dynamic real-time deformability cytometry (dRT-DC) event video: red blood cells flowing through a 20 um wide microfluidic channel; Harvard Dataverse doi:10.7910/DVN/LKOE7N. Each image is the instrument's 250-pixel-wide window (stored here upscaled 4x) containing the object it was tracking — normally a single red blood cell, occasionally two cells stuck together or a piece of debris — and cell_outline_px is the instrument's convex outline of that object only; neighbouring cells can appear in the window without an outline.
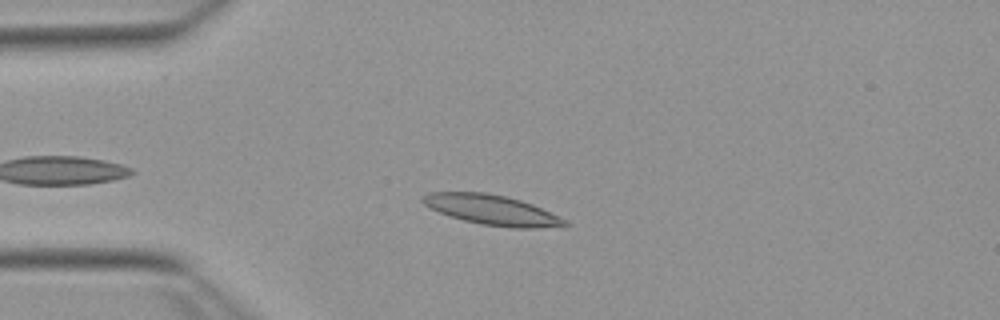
{"species": "Egyptian fruit bat (a non-hibernating species)", "species_latin": "Rousettus aegyptiacus", "temperature_condition": "warm", "stored_images_in_passage": 37, "camera_frame_rate_fps": 3000, "um_per_image_px": 0.085, "animal": {"sex": "female"}, "frame": {"image": 1, "passage_image": 7, "time_ms": 2.0, "image_size_px": [1000, 320], "cell_outline_px": [[568, 224], [536, 228], [512, 228], [480, 224], [448, 216], [424, 204], [420, 200], [428, 192], [484, 192], [504, 196], [520, 200], [532, 204], [568, 220]], "centroid_in_image_um": [41.79, 17.84], "position_along_channel_um": 43.2, "area_um2": 24.57}}
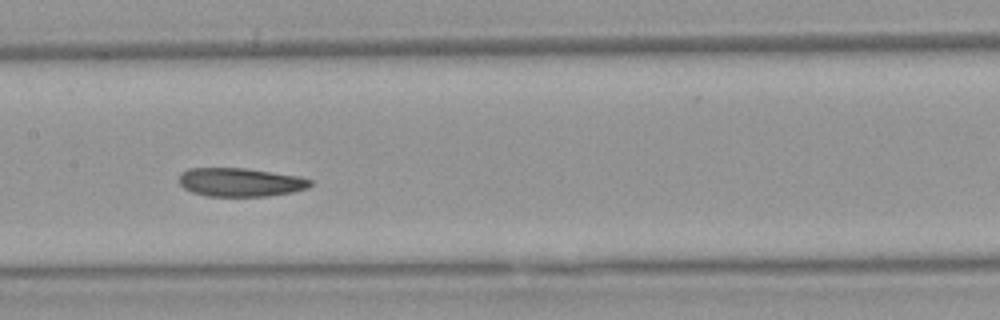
{"frame": {"image": 2, "passage_image": 20, "time_ms": 6.333, "image_size_px": [1000, 320], "cell_outline_px": [[312, 184], [308, 188], [292, 192], [268, 196], [204, 196], [192, 192], [184, 188], [180, 184], [180, 172], [188, 168], [244, 168], [300, 176], [312, 180]], "centroid_in_image_um": [20.43, 15.49], "position_along_channel_um": 187.0, "area_um2": 21.96}}
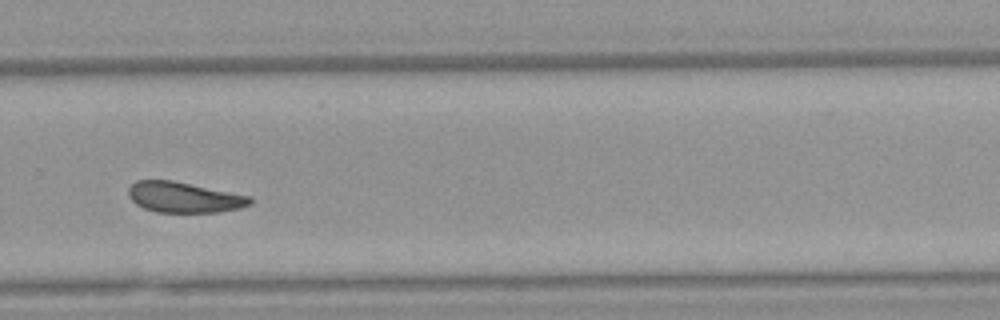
{"frame": {"image": 3, "passage_image": 30, "time_ms": 9.667, "image_size_px": [1000, 320], "cell_outline_px": [[252, 204], [240, 208], [220, 212], [156, 212], [144, 208], [136, 204], [128, 196], [128, 188], [136, 180], [172, 180], [252, 196]], "centroid_in_image_um": [15.66, 16.77], "position_along_channel_um": 314.1, "area_um2": 21.79}, "authors_computed_cell_mechanics": {"area_um2": 22.7732, "velocity_mm_per_s": 3.8287, "shape_relaxation_time_tau1_ms": 8.0027, "shape_relaxation_time_tau2_ms": 6.2971, "deformation_change_tau1": 0.1776, "deformation_change_tau2": 0.1028}}